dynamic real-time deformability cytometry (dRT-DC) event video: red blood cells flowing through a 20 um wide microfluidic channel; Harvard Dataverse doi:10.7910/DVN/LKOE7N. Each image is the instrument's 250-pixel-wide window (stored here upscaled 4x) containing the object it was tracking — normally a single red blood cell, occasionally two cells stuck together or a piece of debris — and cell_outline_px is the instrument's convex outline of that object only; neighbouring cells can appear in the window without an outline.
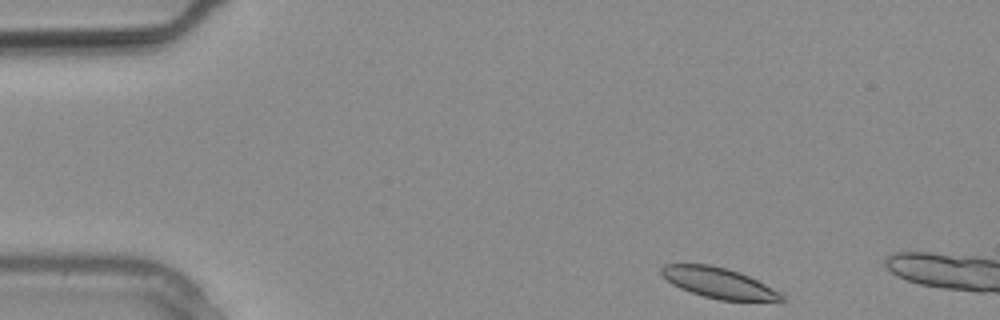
{"species": "common noctule bat (a hibernating species)", "species_latin": "Nyctalus noctula", "temperature_condition": "warm", "stored_images_in_passage": 3, "camera_frame_rate_fps": 3000, "um_per_image_px": 0.085, "animal": {"sex": "male", "body_mass_g": 20.4}, "frame": {"image": 1, "passage_image": 1, "time_ms": 0.0, "image_size_px": [1000, 320], "cell_outline_px": [[784, 300], [780, 304], [720, 300], [704, 296], [680, 288], [672, 284], [660, 272], [660, 268], [664, 264], [708, 264], [728, 268], [740, 272], [784, 292]], "centroid_in_image_um": [61.27, 24.1], "position_along_channel_um": 23.7, "area_um2": 22.25}}